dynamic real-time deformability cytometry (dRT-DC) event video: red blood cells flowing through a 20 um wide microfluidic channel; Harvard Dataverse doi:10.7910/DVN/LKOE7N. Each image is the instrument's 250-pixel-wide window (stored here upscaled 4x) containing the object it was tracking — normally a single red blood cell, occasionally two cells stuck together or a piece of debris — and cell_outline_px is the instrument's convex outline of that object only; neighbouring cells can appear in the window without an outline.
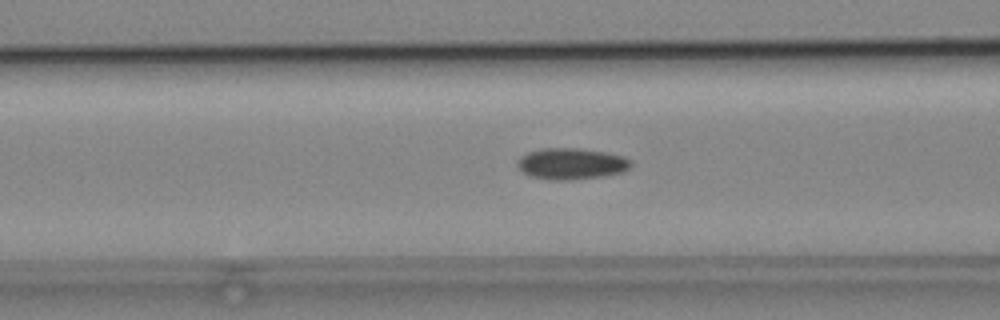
{"species": "common noctule bat (a hibernating species)", "species_latin": "Nyctalus noctula", "temperature_condition": "cold", "stored_images_in_passage": 35, "camera_frame_rate_fps": 3000, "um_per_image_px": 0.085, "animal": {"sex": "male", "body_mass_g": 19.2, "forearm_length_mm": 51.8}, "frame": {"image": 1, "passage_image": 14, "time_ms": 4.333, "image_size_px": [1000, 320], "cell_outline_px": [[632, 164], [624, 172], [600, 176], [568, 180], [548, 180], [528, 176], [516, 164], [516, 160], [520, 156], [528, 152], [544, 148], [580, 148], [604, 152], [624, 156], [632, 160]], "centroid_in_image_um": [48.55, 13.91], "position_along_channel_um": 118.1, "area_um2": 20.81}}
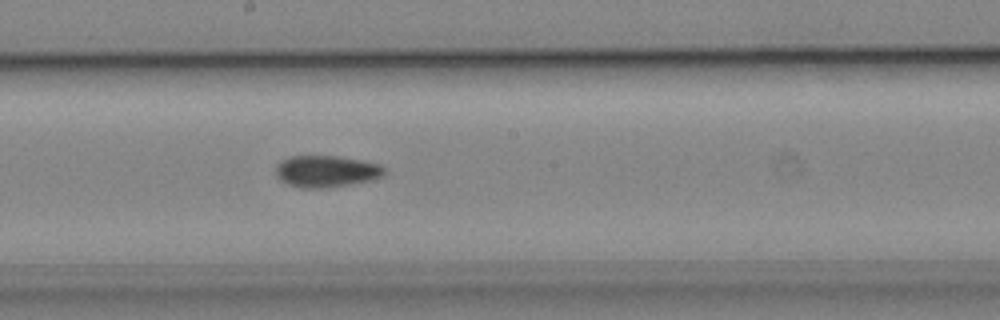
{"frame": {"image": 2, "passage_image": 22, "time_ms": 7.0, "image_size_px": [1000, 320], "cell_outline_px": [[384, 176], [376, 180], [328, 188], [300, 188], [288, 184], [280, 180], [276, 176], [276, 164], [280, 160], [288, 156], [340, 156], [364, 160], [380, 164], [384, 168]], "centroid_in_image_um": [27.75, 14.56], "position_along_channel_um": 220.4, "area_um2": 20.58}}
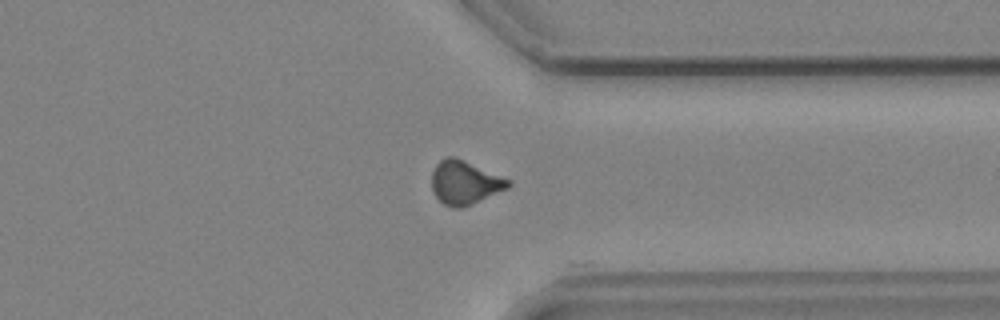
{"frame": {"image": 3, "passage_image": 34, "time_ms": 11.0, "image_size_px": [1000, 320], "cell_outline_px": [[512, 184], [508, 188], [464, 208], [452, 208], [444, 204], [432, 192], [432, 172], [436, 164], [444, 156], [456, 156], [512, 180]], "centroid_in_image_um": [39.51, 15.5], "position_along_channel_um": 371.9, "area_um2": 19.83}, "authors_computed_cell_mechanics": {"area_um2": 19.941, "velocity_mm_per_s": 3.8382, "shape_relaxation_time_tau1_ms": 9.1569, "shape_relaxation_time_tau2_ms": 5.8514, "deformation_change_tau1": 0.135, "deformation_change_tau2": 0.1099}}